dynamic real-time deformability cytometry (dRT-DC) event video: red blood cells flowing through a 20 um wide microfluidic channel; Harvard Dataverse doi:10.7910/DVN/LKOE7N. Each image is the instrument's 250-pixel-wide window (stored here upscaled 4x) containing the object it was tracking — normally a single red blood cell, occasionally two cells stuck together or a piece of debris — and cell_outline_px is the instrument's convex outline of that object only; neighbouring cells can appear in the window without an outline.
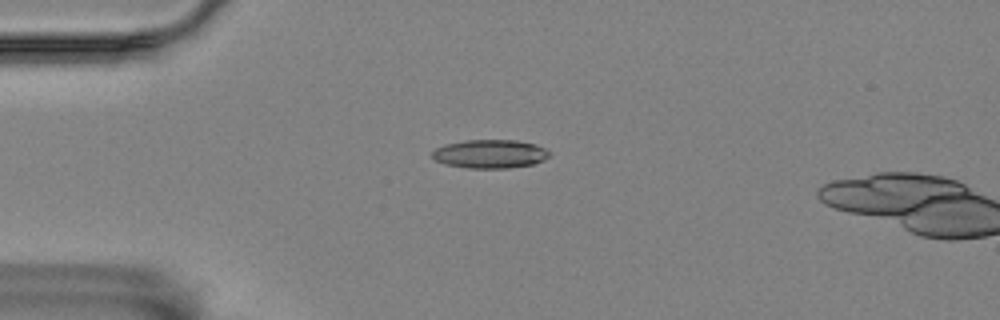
{"species": "Egyptian fruit bat (a non-hibernating species)", "species_latin": "Rousettus aegyptiacus", "temperature_condition": "room temperature", "stored_images_in_passage": 4, "camera_frame_rate_fps": 3000, "um_per_image_px": 0.085, "animal": {"sex": "female"}, "frame": {"image": 1, "passage_image": 3, "time_ms": 2.333, "image_size_px": [1000, 320], "cell_outline_px": [[552, 152], [544, 160], [532, 164], [508, 168], [468, 168], [444, 164], [436, 160], [432, 156], [432, 152], [436, 148], [444, 144], [468, 140], [516, 140], [536, 144]], "centroid_in_image_um": [41.66, 13.08], "position_along_channel_um": 43.3, "area_um2": 19.54}}